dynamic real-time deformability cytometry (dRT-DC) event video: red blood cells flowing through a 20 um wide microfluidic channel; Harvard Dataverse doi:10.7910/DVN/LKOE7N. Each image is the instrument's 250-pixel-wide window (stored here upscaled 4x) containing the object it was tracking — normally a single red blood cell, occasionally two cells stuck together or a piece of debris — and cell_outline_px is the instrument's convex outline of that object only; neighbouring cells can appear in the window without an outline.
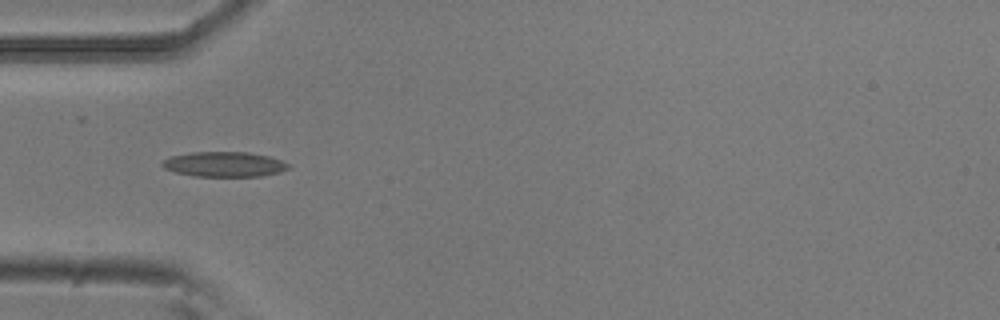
{"species": "common noctule bat (a hibernating species)", "species_latin": "Nyctalus noctula", "temperature_condition": "room temperature", "stored_images_in_passage": 9, "camera_frame_rate_fps": 3000, "um_per_image_px": 0.085, "animal": {"sex": "male", "body_mass_g": 20.5, "forearm_length_mm": 52.5}, "frame": {"image": 1, "passage_image": 1, "time_ms": 0.0, "image_size_px": [1000, 320], "cell_outline_px": [[288, 168], [280, 172], [260, 176], [196, 176], [176, 172], [164, 168], [160, 164], [164, 160], [172, 156], [192, 152], [248, 152], [268, 156], [280, 160], [288, 164]], "centroid_in_image_um": [19.05, 13.96], "position_along_channel_um": 66.0, "area_um2": 18.15}}
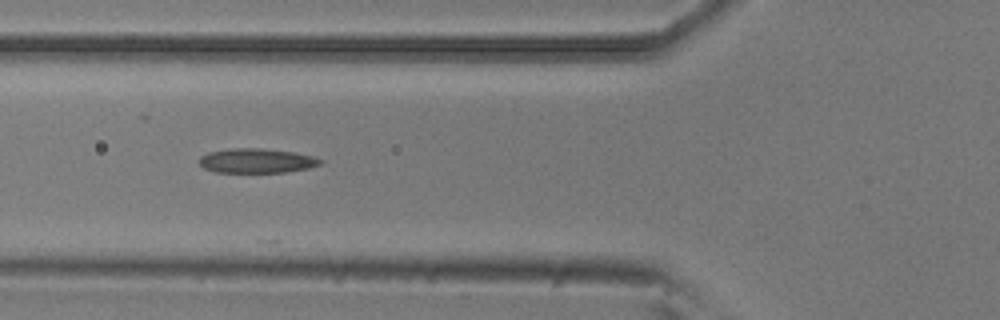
{"frame": {"image": 2, "passage_image": 4, "time_ms": 1.0, "image_size_px": [1000, 320], "cell_outline_px": [[324, 160], [320, 164], [308, 168], [284, 172], [216, 172], [204, 168], [200, 164], [200, 156], [208, 152], [232, 148], [260, 148], [292, 152], [312, 156]], "centroid_in_image_um": [21.8, 13.66], "position_along_channel_um": 104.0, "area_um2": 17.11}}
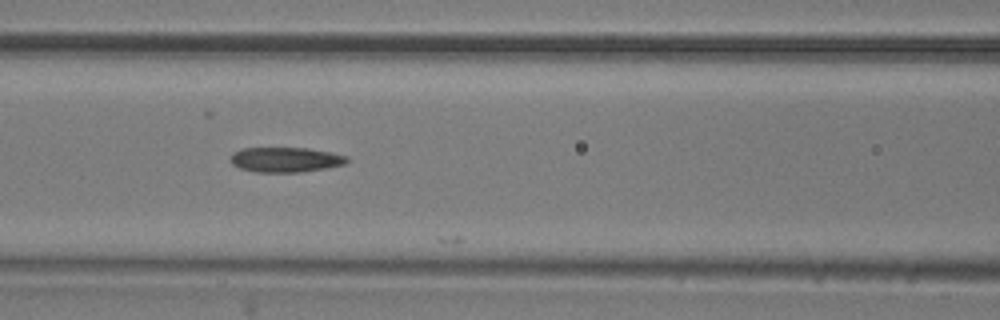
{"frame": {"image": 3, "passage_image": 7, "time_ms": 2.0, "image_size_px": [1000, 320], "cell_outline_px": [[348, 160], [344, 164], [328, 168], [300, 172], [256, 172], [240, 168], [232, 164], [232, 152], [244, 148], [308, 148], [332, 152], [348, 156]], "centroid_in_image_um": [24.3, 13.57], "position_along_channel_um": 142.3, "area_um2": 16.94}}